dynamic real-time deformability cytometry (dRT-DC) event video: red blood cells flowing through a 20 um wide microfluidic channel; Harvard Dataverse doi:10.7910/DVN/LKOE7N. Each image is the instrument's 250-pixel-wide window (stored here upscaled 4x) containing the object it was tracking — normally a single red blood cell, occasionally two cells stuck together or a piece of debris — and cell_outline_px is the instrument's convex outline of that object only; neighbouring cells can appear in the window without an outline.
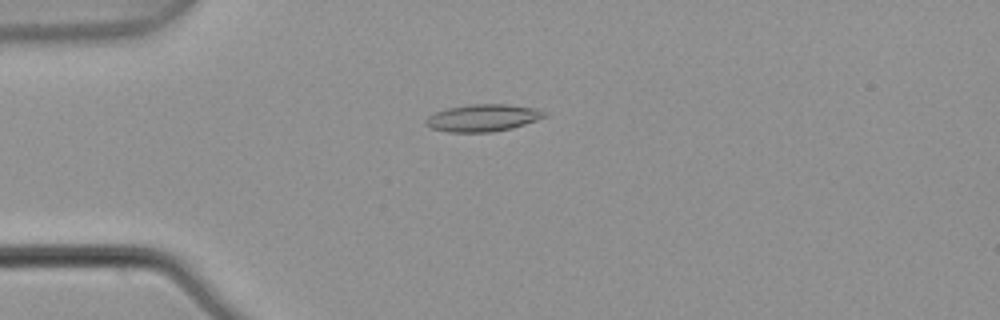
{"species": "common noctule bat (a hibernating species)", "species_latin": "Nyctalus noctula", "temperature_condition": "warm", "stored_images_in_passage": 6, "camera_frame_rate_fps": 3000, "um_per_image_px": 0.085, "animal": {"sex": "male", "body_mass_g": 21.5, "forearm_length_mm": 52.0}, "frame": {"image": 1, "passage_image": 4, "time_ms": 1.0, "image_size_px": [1000, 320], "cell_outline_px": [[548, 116], [512, 128], [492, 132], [448, 132], [432, 128], [424, 124], [424, 120], [428, 116], [436, 112], [448, 108], [468, 104], [504, 104], [536, 108], [548, 112]], "centroid_in_image_um": [41.05, 10.01], "position_along_channel_um": 43.9, "area_um2": 18.84}}
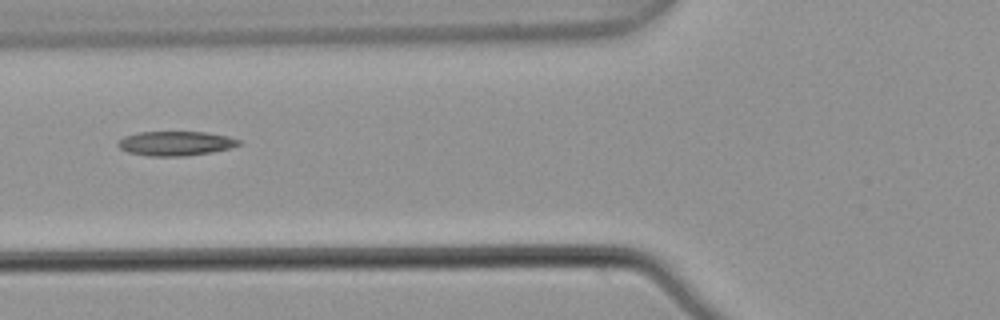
{"frame": {"image": 2, "passage_image": 6, "time_ms": 1.667, "image_size_px": [1000, 320], "cell_outline_px": [[244, 144], [212, 152], [184, 156], [148, 156], [128, 152], [120, 148], [116, 144], [124, 136], [136, 132], [204, 132], [228, 136], [240, 140]], "centroid_in_image_um": [14.93, 12.19], "position_along_channel_um": 110.9, "area_um2": 17.22}}